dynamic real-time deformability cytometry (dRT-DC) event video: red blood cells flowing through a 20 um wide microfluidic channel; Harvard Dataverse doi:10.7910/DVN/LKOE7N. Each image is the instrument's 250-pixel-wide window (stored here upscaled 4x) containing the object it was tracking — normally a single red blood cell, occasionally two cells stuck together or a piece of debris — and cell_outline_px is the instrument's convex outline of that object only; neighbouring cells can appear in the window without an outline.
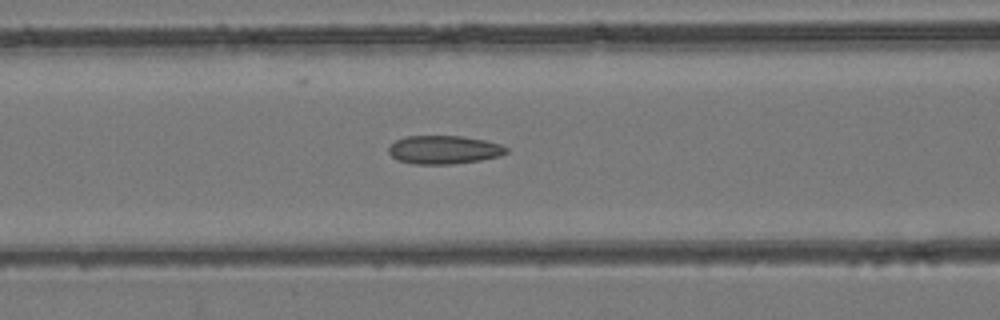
{"species": "common noctule bat (a hibernating species)", "species_latin": "Nyctalus noctula", "temperature_condition": "room temperature", "stored_images_in_passage": 49, "camera_frame_rate_fps": 3000, "um_per_image_px": 0.085, "animal": {"sex": "female", "body_mass_g": 24.6, "forearm_length_mm": 56.2}, "frame": {"image": 1, "passage_image": 21, "time_ms": 6.667, "image_size_px": [1000, 320], "cell_outline_px": [[508, 152], [500, 156], [480, 160], [452, 164], [416, 164], [396, 160], [388, 152], [388, 148], [396, 140], [404, 136], [464, 136], [484, 140], [500, 144], [508, 148]], "centroid_in_image_um": [37.73, 12.73], "position_along_channel_um": 128.9, "area_um2": 19.54}}
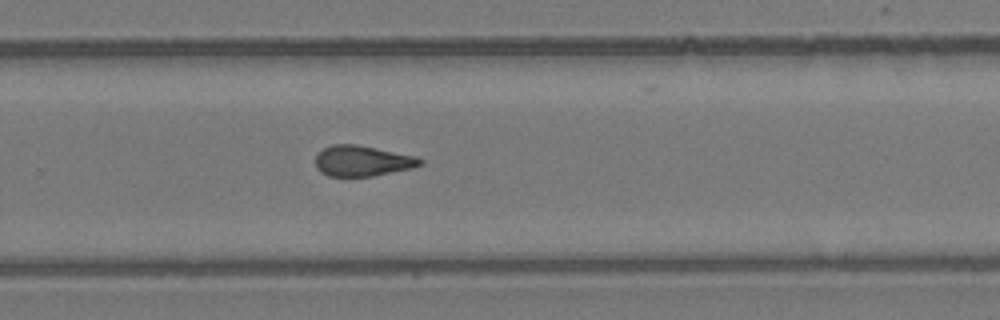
{"frame": {"image": 2, "passage_image": 33, "time_ms": 10.667, "image_size_px": [1000, 320], "cell_outline_px": [[424, 164], [412, 168], [372, 176], [328, 176], [320, 172], [316, 168], [316, 156], [324, 148], [332, 144], [356, 144], [416, 156], [424, 160]], "centroid_in_image_um": [30.81, 13.68], "position_along_channel_um": 299.0, "area_um2": 18.67}}
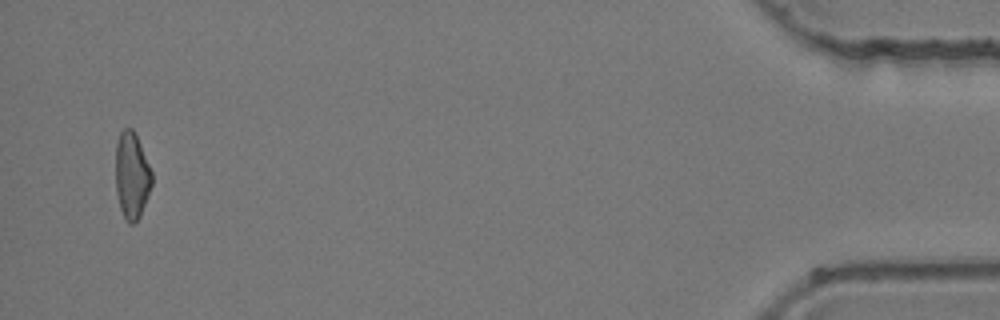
{"frame": {"image": 3, "passage_image": 48, "time_ms": 15.667, "image_size_px": [1000, 320], "cell_outline_px": [[152, 184], [140, 216], [132, 224], [128, 224], [124, 220], [120, 208], [116, 192], [116, 144], [120, 132], [124, 128], [132, 128], [140, 144], [152, 172]], "centroid_in_image_um": [11.19, 14.94], "position_along_channel_um": 424.0, "area_um2": 18.21}}